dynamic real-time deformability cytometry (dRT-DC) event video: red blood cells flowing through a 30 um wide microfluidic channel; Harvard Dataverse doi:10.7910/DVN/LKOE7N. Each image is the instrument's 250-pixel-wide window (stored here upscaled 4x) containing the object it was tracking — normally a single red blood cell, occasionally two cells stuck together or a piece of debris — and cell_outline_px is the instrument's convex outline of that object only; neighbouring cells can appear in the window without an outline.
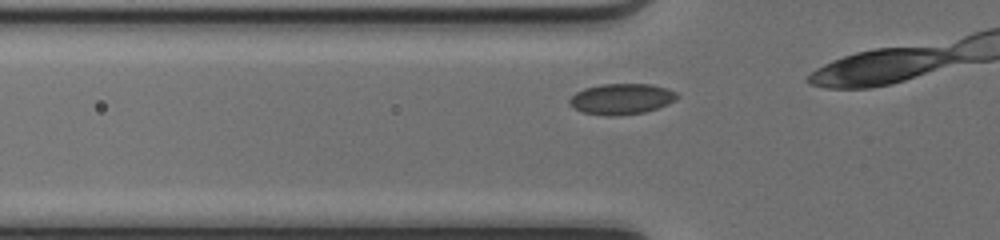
{"species": "common noctule bat (a hibernating species)", "species_latin": "Nyctalus noctula", "temperature_condition": "cold", "stored_images_in_passage": 8, "camera_frame_rate_fps": 3000, "um_per_image_px": 0.085, "animal": {"sex": "female", "body_mass_g": 17.0, "forearm_length_mm": 48.0}, "frame": {"image": 1, "passage_image": 3, "time_ms": 0.667, "image_size_px": [1000, 240], "cell_outline_px": [[680, 96], [676, 100], [668, 104], [644, 112], [616, 116], [608, 116], [584, 112], [568, 104], [568, 100], [576, 92], [584, 88], [600, 84], [652, 84], [676, 92]], "centroid_in_image_um": [52.83, 8.4], "position_along_channel_um": 73.0, "area_um2": 19.25}}
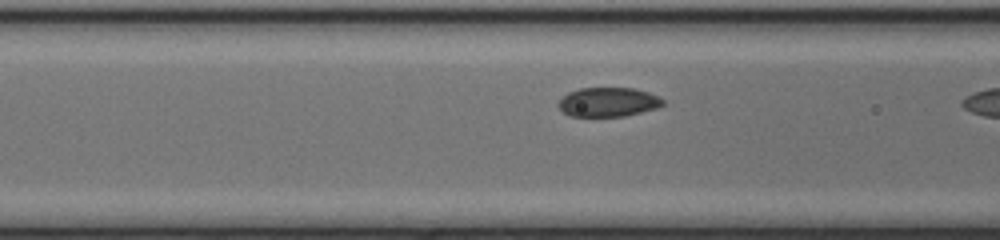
{"frame": {"image": 2, "passage_image": 6, "time_ms": 1.667, "image_size_px": [1000, 240], "cell_outline_px": [[664, 104], [656, 108], [624, 116], [572, 116], [564, 112], [556, 104], [568, 92], [580, 88], [632, 88], [648, 92], [664, 100]], "centroid_in_image_um": [51.68, 8.67], "position_along_channel_um": 114.9, "area_um2": 17.57}}